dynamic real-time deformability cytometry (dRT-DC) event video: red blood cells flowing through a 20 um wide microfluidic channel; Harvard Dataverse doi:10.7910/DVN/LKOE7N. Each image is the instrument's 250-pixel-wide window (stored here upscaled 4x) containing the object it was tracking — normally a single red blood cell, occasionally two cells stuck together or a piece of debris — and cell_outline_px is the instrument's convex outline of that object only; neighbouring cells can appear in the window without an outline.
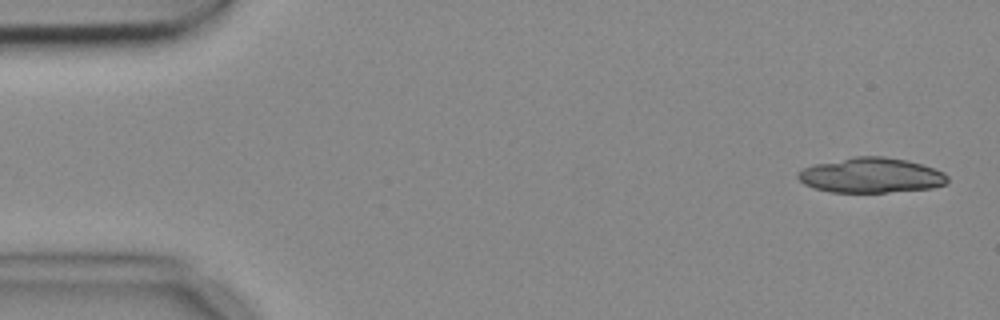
{"species": "common noctule bat (a hibernating species)", "species_latin": "Nyctalus noctula", "temperature_condition": "cold", "stored_images_in_passage": 8, "camera_frame_rate_fps": 3000, "um_per_image_px": 0.085, "animal": {"sex": "female", "body_mass_g": 18.4}, "frame": {"image": 1, "passage_image": 1, "time_ms": 0.0, "image_size_px": [1000, 320], "cell_outline_px": [[948, 180], [944, 184], [932, 188], [888, 192], [828, 192], [804, 184], [796, 176], [796, 172], [812, 164], [856, 156], [884, 156], [908, 160], [944, 172], [948, 176]], "centroid_in_image_um": [74.01, 14.89], "position_along_channel_um": 11.0, "area_um2": 30.58}}
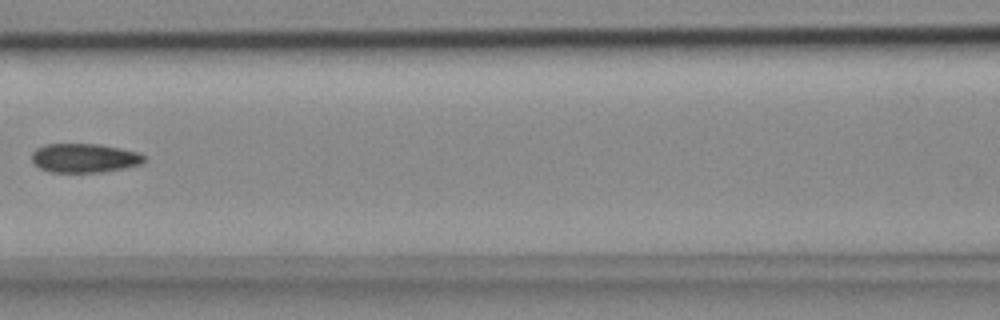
{"frame": {"image": 2, "passage_image": 7, "time_ms": 2.0, "image_size_px": [1000, 320], "cell_outline_px": [[144, 160], [140, 164], [124, 168], [104, 172], [48, 172], [40, 168], [32, 160], [32, 152], [36, 148], [44, 144], [100, 144], [120, 148], [136, 152], [144, 156]], "centroid_in_image_um": [7.14, 13.43], "position_along_channel_um": 159.5, "area_um2": 18.96}}
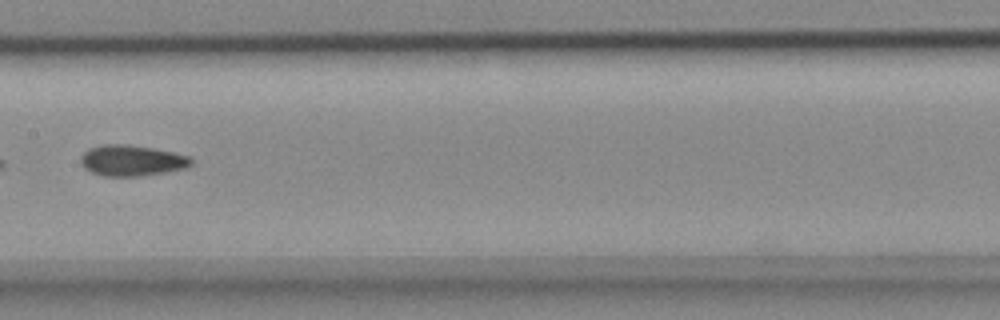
{"frame": {"image": 3, "passage_image": 8, "time_ms": 2.333, "image_size_px": [1000, 320], "cell_outline_px": [[192, 164], [184, 168], [164, 172], [136, 176], [104, 176], [92, 172], [84, 168], [80, 164], [80, 156], [88, 148], [104, 144], [128, 144], [152, 148], [172, 152], [188, 156], [192, 160]], "centroid_in_image_um": [11.14, 13.63], "position_along_channel_um": 196.3, "area_um2": 19.77}}